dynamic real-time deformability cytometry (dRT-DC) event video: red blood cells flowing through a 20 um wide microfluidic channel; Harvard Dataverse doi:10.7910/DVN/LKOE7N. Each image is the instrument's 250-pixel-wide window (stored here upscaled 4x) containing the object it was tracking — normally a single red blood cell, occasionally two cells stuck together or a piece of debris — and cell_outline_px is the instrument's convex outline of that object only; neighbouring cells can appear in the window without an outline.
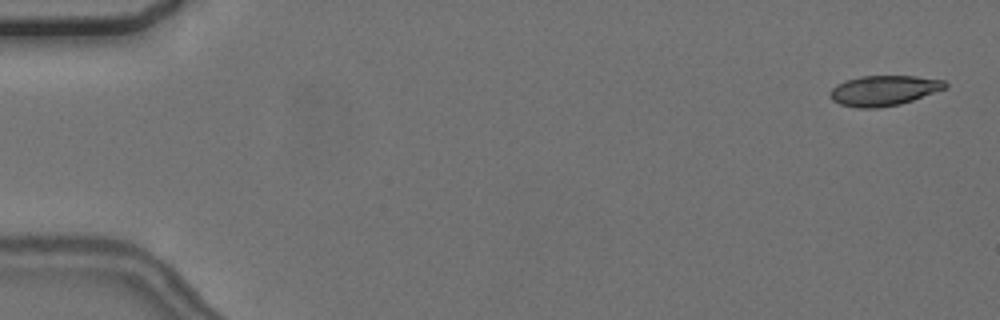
{"species": "common noctule bat (a hibernating species)", "species_latin": "Nyctalus noctula", "temperature_condition": "cold", "stored_images_in_passage": 5, "camera_frame_rate_fps": 3000, "um_per_image_px": 0.085, "animal": {"sex": "female", "body_mass_g": 24.6, "forearm_length_mm": 56.2}, "frame": {"image": 1, "passage_image": 1, "time_ms": 0.0, "image_size_px": [1000, 320], "cell_outline_px": [[948, 88], [900, 104], [876, 108], [856, 108], [840, 104], [832, 100], [828, 92], [836, 84], [860, 76], [916, 76], [944, 80], [948, 84]], "centroid_in_image_um": [75.13, 7.69], "position_along_channel_um": 9.9, "area_um2": 20.35}}
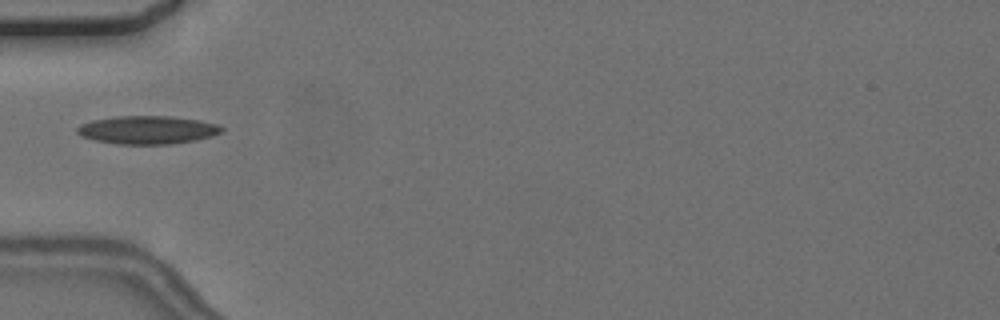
{"frame": {"image": 2, "passage_image": 3, "time_ms": 5.667, "image_size_px": [1000, 320], "cell_outline_px": [[224, 128], [220, 132], [212, 136], [196, 140], [172, 144], [116, 144], [96, 140], [80, 136], [76, 132], [76, 128], [80, 124], [92, 120], [116, 116], [172, 116], [200, 120], [216, 124]], "centroid_in_image_um": [12.51, 11.04], "position_along_channel_um": 72.5, "area_um2": 23.81}}
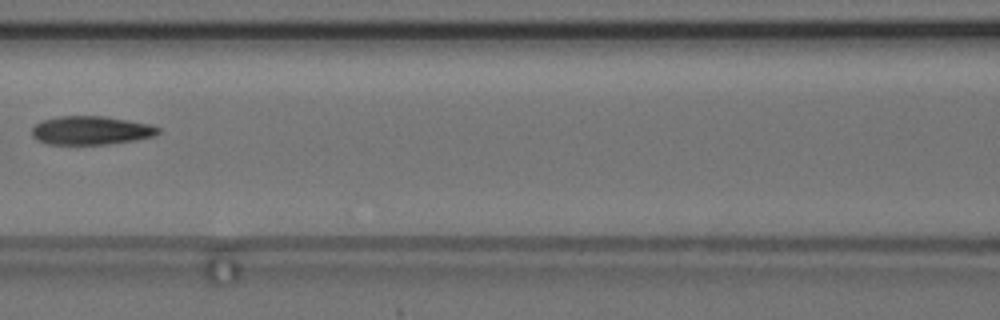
{"frame": {"image": 3, "passage_image": 5, "time_ms": 8.0, "image_size_px": [1000, 320], "cell_outline_px": [[160, 132], [156, 136], [136, 140], [108, 144], [48, 144], [36, 140], [32, 136], [32, 128], [40, 120], [60, 116], [104, 116], [148, 124], [160, 128]], "centroid_in_image_um": [7.72, 11.09], "position_along_channel_um": 158.9, "area_um2": 21.1}}